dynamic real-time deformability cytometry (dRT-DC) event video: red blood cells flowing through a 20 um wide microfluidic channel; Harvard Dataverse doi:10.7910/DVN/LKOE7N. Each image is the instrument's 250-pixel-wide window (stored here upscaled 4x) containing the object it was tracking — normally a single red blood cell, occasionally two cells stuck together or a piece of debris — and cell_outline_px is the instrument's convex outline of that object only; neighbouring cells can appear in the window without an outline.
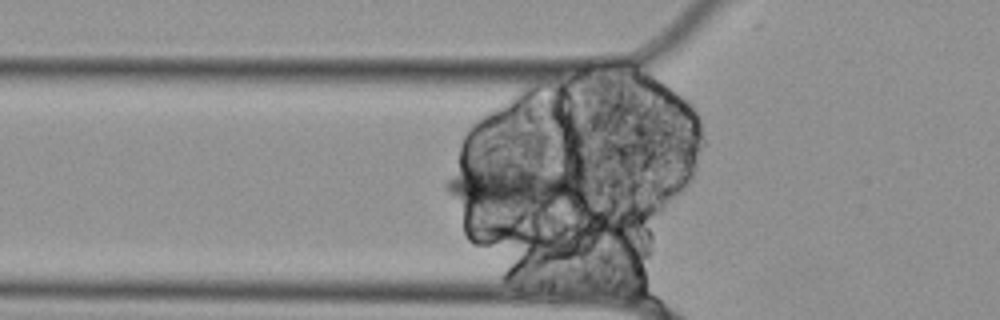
{"species": "Egyptian fruit bat (a non-hibernating species)", "species_latin": "Rousettus aegyptiacus", "temperature_condition": "cold", "stored_images_in_passage": 37, "camera_frame_rate_fps": 3000, "um_per_image_px": 0.085, "animal": {"sex": "female"}, "frame": {"image": 1, "passage_image": 6, "time_ms": 1.667, "image_size_px": [1000, 320], "cell_outline_px": [[580, 196], [552, 204], [528, 208], [472, 204], [460, 200], [452, 196], [444, 188], [444, 180], [456, 172], [468, 168], [500, 164], [504, 164], [568, 172], [580, 188]], "centroid_in_image_um": [43.49, 15.82], "position_along_channel_um": 82.3, "area_um2": 33.18}}
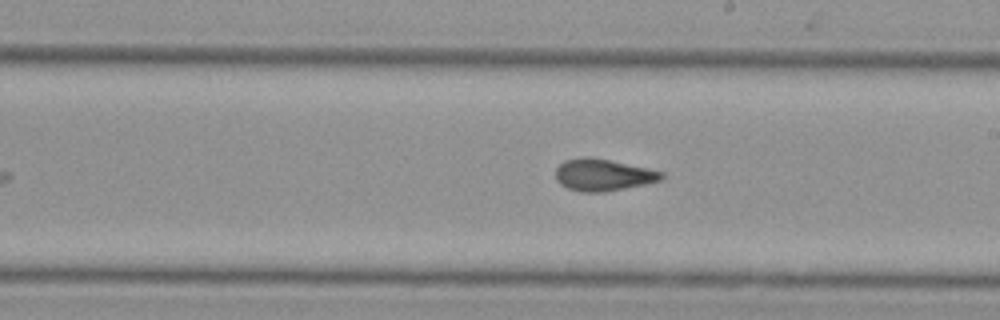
{"frame": {"image": 2, "passage_image": 19, "time_ms": 6.0, "image_size_px": [1000, 320], "cell_outline_px": [[664, 176], [660, 180], [644, 184], [604, 192], [580, 192], [568, 188], [560, 184], [556, 180], [556, 168], [564, 160], [580, 156], [588, 156], [648, 168], [664, 172]], "centroid_in_image_um": [51.22, 14.86], "position_along_channel_um": 237.8, "area_um2": 19.65}}
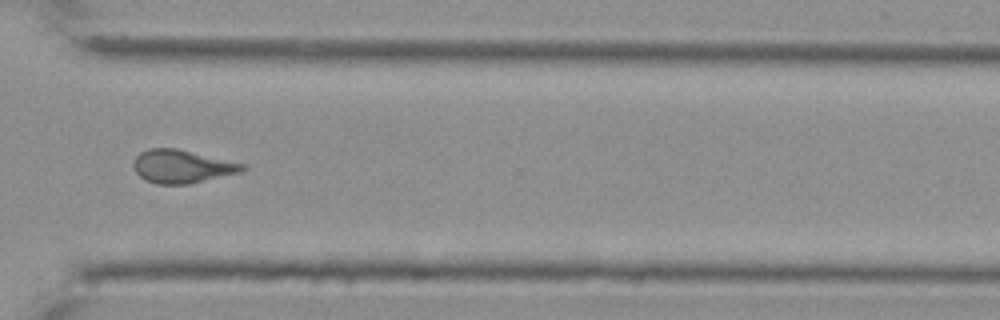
{"frame": {"image": 3, "passage_image": 29, "time_ms": 9.333, "image_size_px": [1000, 320], "cell_outline_px": [[248, 168], [240, 172], [188, 184], [156, 184], [144, 180], [136, 172], [132, 164], [136, 156], [140, 152], [148, 148], [176, 148], [244, 164]], "centroid_in_image_um": [15.42, 14.15], "position_along_channel_um": 355.2, "area_um2": 20.92}, "authors_computed_cell_mechanics": {"area_um2": 19.7098, "velocity_mm_per_s": 3.5103, "shape_relaxation_time_tau1_ms": null, "shape_relaxation_time_tau2_ms": 3.258, "deformation_change_tau1": null, "deformation_change_tau2": 0.1234}}